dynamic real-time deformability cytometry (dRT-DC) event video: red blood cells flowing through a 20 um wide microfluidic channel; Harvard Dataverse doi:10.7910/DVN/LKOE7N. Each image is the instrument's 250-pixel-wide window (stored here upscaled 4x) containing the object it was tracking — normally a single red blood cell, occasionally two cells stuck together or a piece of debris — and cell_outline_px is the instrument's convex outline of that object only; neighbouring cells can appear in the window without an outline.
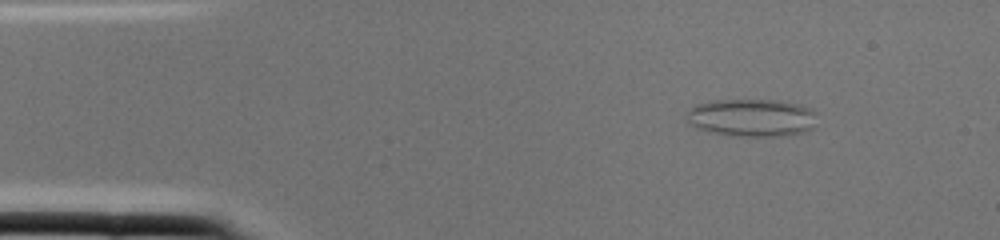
{"species": "common noctule bat (a hibernating species)", "species_latin": "Nyctalus noctula", "temperature_condition": "cold", "stored_images_in_passage": 2, "camera_frame_rate_fps": 3000, "um_per_image_px": 0.085, "animal": {"sex": "female", "body_mass_g": 22.0, "forearm_length_mm": 56.7}, "frame": {"image": 1, "passage_image": 1, "time_ms": 0.0, "image_size_px": [1000, 240], "cell_outline_px": [[816, 128], [804, 132], [784, 136], [732, 136], [708, 132], [696, 128], [688, 124], [688, 108], [696, 104], [712, 100], [776, 100], [800, 104], [812, 108]], "centroid_in_image_um": [63.88, 10.01], "position_along_channel_um": 21.1, "area_um2": 29.07}}